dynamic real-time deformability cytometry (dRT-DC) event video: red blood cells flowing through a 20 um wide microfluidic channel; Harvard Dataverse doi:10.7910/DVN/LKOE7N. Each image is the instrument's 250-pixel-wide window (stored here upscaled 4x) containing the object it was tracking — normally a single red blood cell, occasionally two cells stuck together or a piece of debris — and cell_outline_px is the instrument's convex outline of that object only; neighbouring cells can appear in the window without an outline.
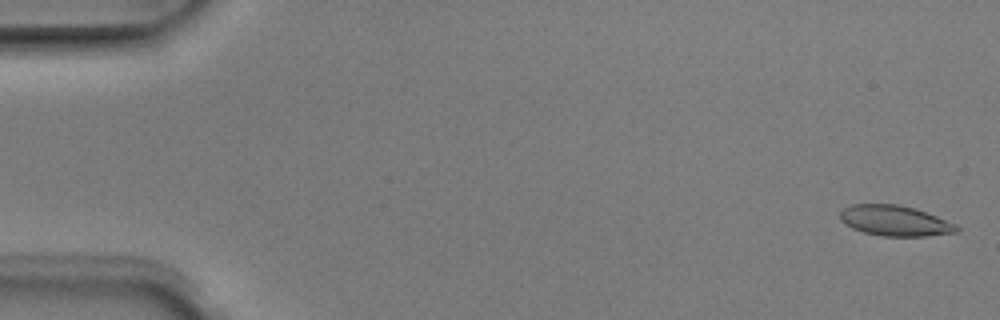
{"species": "Egyptian fruit bat (a non-hibernating species)", "species_latin": "Rousettus aegyptiacus", "temperature_condition": "room temperature", "stored_images_in_passage": 5, "camera_frame_rate_fps": 3000, "um_per_image_px": 0.085, "animal": {"sex": "male"}, "frame": {"image": 1, "passage_image": 1, "time_ms": 0.0, "image_size_px": [1000, 320], "cell_outline_px": [[960, 228], [956, 232], [924, 236], [884, 236], [864, 232], [852, 228], [844, 224], [840, 220], [840, 212], [844, 208], [852, 204], [896, 204], [916, 208], [956, 224]], "centroid_in_image_um": [76.05, 18.75], "position_along_channel_um": 9.0, "area_um2": 20.63}}
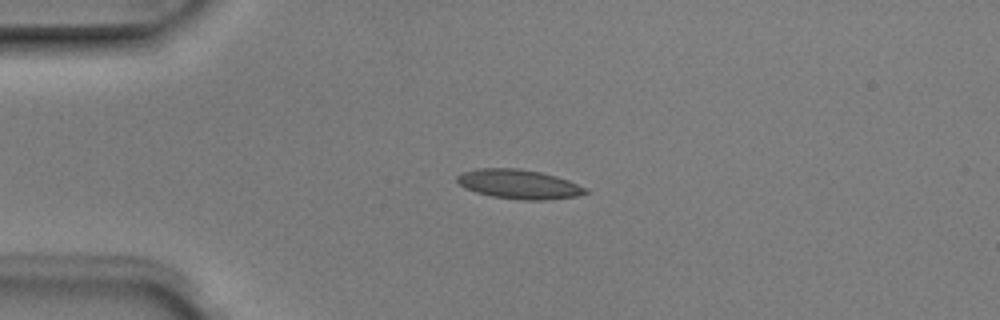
{"frame": {"image": 2, "passage_image": 4, "time_ms": 1.0, "image_size_px": [1000, 320], "cell_outline_px": [[588, 192], [576, 196], [544, 200], [524, 200], [492, 196], [476, 192], [464, 188], [456, 180], [456, 176], [464, 172], [476, 168], [516, 168], [540, 172], [556, 176], [568, 180], [588, 188]], "centroid_in_image_um": [44.1, 15.65], "position_along_channel_um": 40.9, "area_um2": 21.85}}